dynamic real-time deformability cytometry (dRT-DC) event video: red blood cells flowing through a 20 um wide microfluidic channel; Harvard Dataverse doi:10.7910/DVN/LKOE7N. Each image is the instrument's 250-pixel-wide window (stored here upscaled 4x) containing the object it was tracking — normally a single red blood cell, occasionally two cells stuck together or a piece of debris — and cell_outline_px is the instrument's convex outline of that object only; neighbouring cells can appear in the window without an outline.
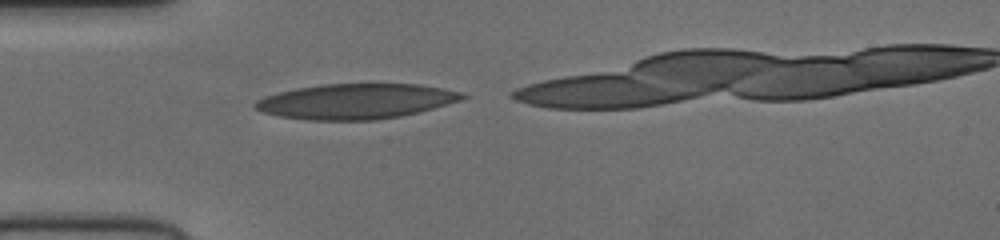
{"species": "human", "species_latin": "Homo sapiens", "temperature_condition": "cold", "stored_images_in_passage": 28, "camera_frame_rate_fps": 3000, "um_per_image_px": 0.085, "donor": {"sex": "female"}, "frame": {"image": 1, "passage_image": 1, "time_ms": 0.0, "image_size_px": [1000, 240], "cell_outline_px": [[468, 96], [460, 100], [432, 108], [400, 116], [376, 120], [312, 120], [280, 116], [264, 112], [256, 108], [252, 104], [256, 100], [264, 96], [296, 88], [324, 84], [420, 84], [460, 92]], "centroid_in_image_um": [30.22, 8.61], "position_along_channel_um": 54.8, "area_um2": 42.02}}
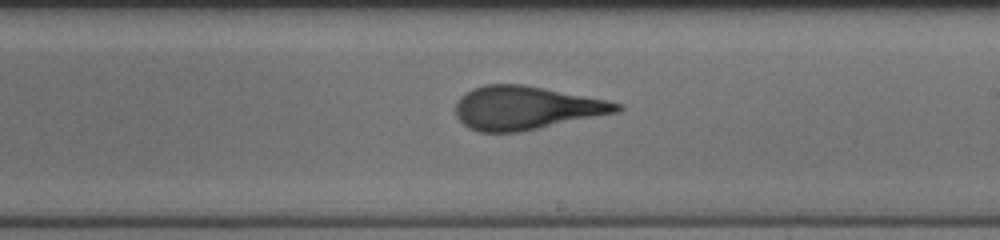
{"frame": {"image": 2, "passage_image": 16, "time_ms": 5.0, "image_size_px": [1000, 240], "cell_outline_px": [[624, 108], [620, 112], [520, 132], [480, 132], [468, 128], [456, 116], [456, 100], [460, 96], [472, 88], [484, 84], [524, 84], [608, 100], [624, 104]], "centroid_in_image_um": [44.73, 9.17], "position_along_channel_um": 244.3, "area_um2": 41.15}}
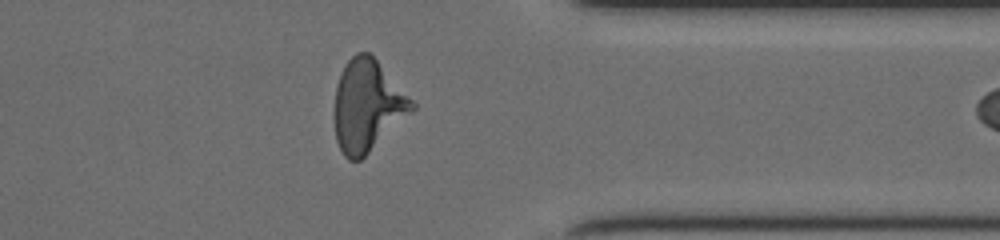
{"frame": {"image": 3, "passage_image": 27, "time_ms": 8.667, "image_size_px": [1000, 240], "cell_outline_px": [[416, 108], [412, 112], [360, 160], [348, 160], [344, 156], [336, 140], [332, 116], [332, 112], [336, 84], [344, 64], [356, 52], [368, 52], [376, 60], [416, 104]], "centroid_in_image_um": [31.17, 8.99], "position_along_channel_um": 380.2, "area_um2": 41.38}}